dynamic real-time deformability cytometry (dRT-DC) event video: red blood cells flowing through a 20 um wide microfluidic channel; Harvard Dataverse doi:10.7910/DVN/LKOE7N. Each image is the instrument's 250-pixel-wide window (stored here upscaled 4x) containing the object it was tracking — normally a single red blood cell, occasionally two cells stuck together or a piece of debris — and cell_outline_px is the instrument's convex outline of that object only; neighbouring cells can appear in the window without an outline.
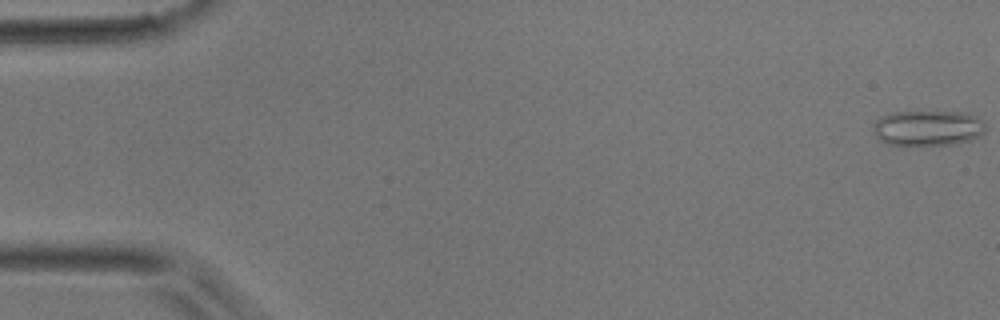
{"species": "common noctule bat (a hibernating species)", "species_latin": "Nyctalus noctula", "temperature_condition": "room temperature", "stored_images_in_passage": 10, "camera_frame_rate_fps": 3000, "um_per_image_px": 0.085, "animal": {"sex": "male", "body_mass_g": 17.9}, "frame": {"image": 1, "passage_image": 1, "time_ms": 0.0, "image_size_px": [1000, 320], "cell_outline_px": [[984, 132], [980, 136], [972, 140], [952, 144], [888, 144], [880, 140], [876, 136], [872, 128], [872, 124], [880, 116], [892, 112], [964, 112], [976, 116], [984, 120]], "centroid_in_image_um": [78.86, 10.86], "position_along_channel_um": 6.1, "area_um2": 23.18}}